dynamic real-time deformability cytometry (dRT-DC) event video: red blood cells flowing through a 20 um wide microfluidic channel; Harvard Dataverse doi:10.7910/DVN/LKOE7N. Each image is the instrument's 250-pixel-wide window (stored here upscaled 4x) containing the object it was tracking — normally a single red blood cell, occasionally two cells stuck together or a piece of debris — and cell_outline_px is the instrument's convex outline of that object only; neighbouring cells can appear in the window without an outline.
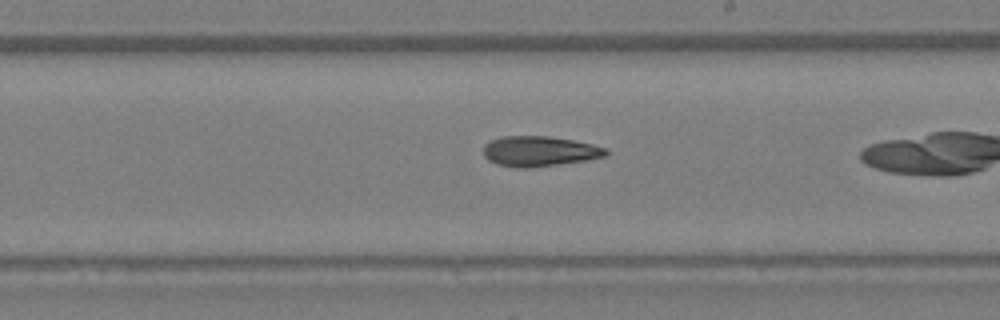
{"species": "Egyptian fruit bat (a non-hibernating species)", "species_latin": "Rousettus aegyptiacus", "temperature_condition": "warm", "stored_images_in_passage": 20, "camera_frame_rate_fps": 3000, "um_per_image_px": 0.085, "animal": {"sex": "female"}, "frame": {"image": 1, "passage_image": 12, "time_ms": 3.667, "image_size_px": [1000, 320], "cell_outline_px": [[608, 152], [604, 156], [588, 160], [524, 168], [520, 168], [496, 164], [488, 160], [484, 156], [484, 144], [492, 140], [504, 136], [548, 136], [572, 140], [592, 144], [608, 148]], "centroid_in_image_um": [45.84, 12.85], "position_along_channel_um": 243.2, "area_um2": 21.39}}
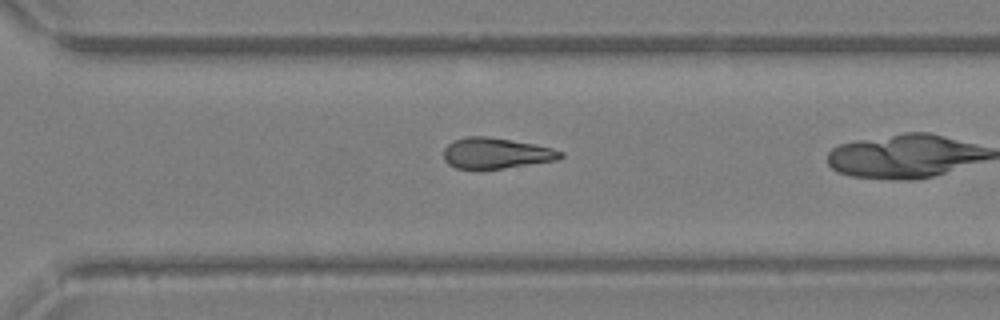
{"frame": {"image": 2, "passage_image": 17, "time_ms": 5.333, "image_size_px": [1000, 320], "cell_outline_px": [[564, 156], [556, 160], [504, 168], [476, 172], [456, 168], [448, 164], [444, 160], [444, 148], [448, 144], [456, 140], [468, 136], [484, 136], [536, 144], [552, 148], [564, 152]], "centroid_in_image_um": [42.13, 13.06], "position_along_channel_um": 328.5, "area_um2": 21.39}}